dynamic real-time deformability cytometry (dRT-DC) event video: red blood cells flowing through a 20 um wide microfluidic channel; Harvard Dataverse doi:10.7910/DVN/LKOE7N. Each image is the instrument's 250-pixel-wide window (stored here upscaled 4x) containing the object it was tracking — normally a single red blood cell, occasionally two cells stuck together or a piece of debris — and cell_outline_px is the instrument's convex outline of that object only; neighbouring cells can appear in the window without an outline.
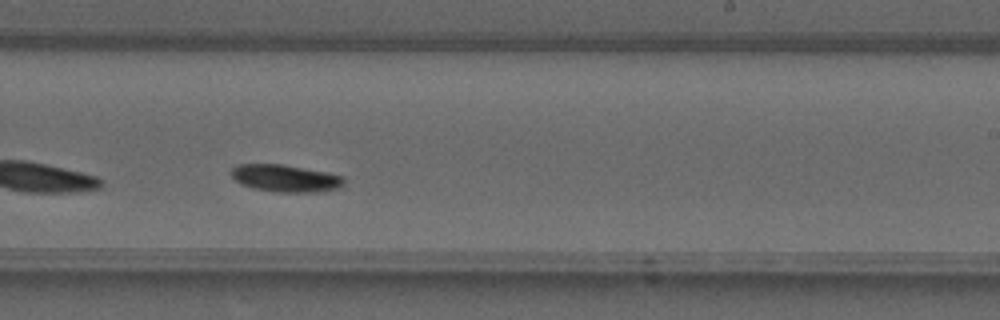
{"species": "common noctule bat (a hibernating species)", "species_latin": "Nyctalus noctula", "temperature_condition": "warm", "stored_images_in_passage": 25, "camera_frame_rate_fps": 3000, "um_per_image_px": 0.085, "animal": {"sex": "male", "forearm_length_mm": 52.5}, "frame": {"image": 1, "passage_image": 18, "time_ms": 5.667, "image_size_px": [1000, 320], "cell_outline_px": [[344, 184], [340, 188], [316, 192], [276, 192], [252, 188], [240, 184], [228, 172], [236, 164], [280, 164], [328, 172], [340, 176], [344, 180]], "centroid_in_image_um": [24.22, 15.15], "position_along_channel_um": 264.8, "area_um2": 17.98}}